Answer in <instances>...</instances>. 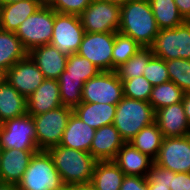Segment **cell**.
I'll use <instances>...</instances> for the list:
<instances>
[{
	"label": "cell",
	"mask_w": 190,
	"mask_h": 190,
	"mask_svg": "<svg viewBox=\"0 0 190 190\" xmlns=\"http://www.w3.org/2000/svg\"><path fill=\"white\" fill-rule=\"evenodd\" d=\"M6 81V71L0 68V85Z\"/></svg>",
	"instance_id": "7dc6e473"
},
{
	"label": "cell",
	"mask_w": 190,
	"mask_h": 190,
	"mask_svg": "<svg viewBox=\"0 0 190 190\" xmlns=\"http://www.w3.org/2000/svg\"><path fill=\"white\" fill-rule=\"evenodd\" d=\"M114 40L115 32H85L77 54L88 59L101 71H112Z\"/></svg>",
	"instance_id": "7c38bea8"
},
{
	"label": "cell",
	"mask_w": 190,
	"mask_h": 190,
	"mask_svg": "<svg viewBox=\"0 0 190 190\" xmlns=\"http://www.w3.org/2000/svg\"><path fill=\"white\" fill-rule=\"evenodd\" d=\"M44 80L43 73L29 55L6 71V81L26 99Z\"/></svg>",
	"instance_id": "5bb4252c"
},
{
	"label": "cell",
	"mask_w": 190,
	"mask_h": 190,
	"mask_svg": "<svg viewBox=\"0 0 190 190\" xmlns=\"http://www.w3.org/2000/svg\"><path fill=\"white\" fill-rule=\"evenodd\" d=\"M28 55L15 32L0 29V68L7 71Z\"/></svg>",
	"instance_id": "484cf974"
},
{
	"label": "cell",
	"mask_w": 190,
	"mask_h": 190,
	"mask_svg": "<svg viewBox=\"0 0 190 190\" xmlns=\"http://www.w3.org/2000/svg\"><path fill=\"white\" fill-rule=\"evenodd\" d=\"M41 6L37 0H20L0 6V29L16 32L27 17L34 14Z\"/></svg>",
	"instance_id": "7402d4cb"
},
{
	"label": "cell",
	"mask_w": 190,
	"mask_h": 190,
	"mask_svg": "<svg viewBox=\"0 0 190 190\" xmlns=\"http://www.w3.org/2000/svg\"><path fill=\"white\" fill-rule=\"evenodd\" d=\"M153 85L142 75L123 81L124 97L149 102Z\"/></svg>",
	"instance_id": "e575fe53"
},
{
	"label": "cell",
	"mask_w": 190,
	"mask_h": 190,
	"mask_svg": "<svg viewBox=\"0 0 190 190\" xmlns=\"http://www.w3.org/2000/svg\"><path fill=\"white\" fill-rule=\"evenodd\" d=\"M93 0H51L50 6L58 13L80 15Z\"/></svg>",
	"instance_id": "8d00e7d4"
},
{
	"label": "cell",
	"mask_w": 190,
	"mask_h": 190,
	"mask_svg": "<svg viewBox=\"0 0 190 190\" xmlns=\"http://www.w3.org/2000/svg\"><path fill=\"white\" fill-rule=\"evenodd\" d=\"M154 122L155 110L149 102L123 97L116 105L113 125L125 142Z\"/></svg>",
	"instance_id": "3957f363"
},
{
	"label": "cell",
	"mask_w": 190,
	"mask_h": 190,
	"mask_svg": "<svg viewBox=\"0 0 190 190\" xmlns=\"http://www.w3.org/2000/svg\"><path fill=\"white\" fill-rule=\"evenodd\" d=\"M95 131L72 112L59 145L89 153Z\"/></svg>",
	"instance_id": "44dd1931"
},
{
	"label": "cell",
	"mask_w": 190,
	"mask_h": 190,
	"mask_svg": "<svg viewBox=\"0 0 190 190\" xmlns=\"http://www.w3.org/2000/svg\"><path fill=\"white\" fill-rule=\"evenodd\" d=\"M180 14L186 21H190V0H174Z\"/></svg>",
	"instance_id": "60d3db41"
},
{
	"label": "cell",
	"mask_w": 190,
	"mask_h": 190,
	"mask_svg": "<svg viewBox=\"0 0 190 190\" xmlns=\"http://www.w3.org/2000/svg\"><path fill=\"white\" fill-rule=\"evenodd\" d=\"M149 3L159 30L175 28L186 21L174 0H149Z\"/></svg>",
	"instance_id": "83f0119b"
},
{
	"label": "cell",
	"mask_w": 190,
	"mask_h": 190,
	"mask_svg": "<svg viewBox=\"0 0 190 190\" xmlns=\"http://www.w3.org/2000/svg\"><path fill=\"white\" fill-rule=\"evenodd\" d=\"M63 106L60 98L59 84L56 79H45L27 98V114L31 116L46 113Z\"/></svg>",
	"instance_id": "e0dca14e"
},
{
	"label": "cell",
	"mask_w": 190,
	"mask_h": 190,
	"mask_svg": "<svg viewBox=\"0 0 190 190\" xmlns=\"http://www.w3.org/2000/svg\"><path fill=\"white\" fill-rule=\"evenodd\" d=\"M54 27V10L42 5L18 27L15 34L27 52L50 44Z\"/></svg>",
	"instance_id": "5b68a950"
},
{
	"label": "cell",
	"mask_w": 190,
	"mask_h": 190,
	"mask_svg": "<svg viewBox=\"0 0 190 190\" xmlns=\"http://www.w3.org/2000/svg\"><path fill=\"white\" fill-rule=\"evenodd\" d=\"M124 143L113 124L102 126L95 131L89 153L97 161L113 160Z\"/></svg>",
	"instance_id": "d6986e66"
},
{
	"label": "cell",
	"mask_w": 190,
	"mask_h": 190,
	"mask_svg": "<svg viewBox=\"0 0 190 190\" xmlns=\"http://www.w3.org/2000/svg\"><path fill=\"white\" fill-rule=\"evenodd\" d=\"M72 112V108L60 106L46 113L32 116L39 150L47 151L59 145Z\"/></svg>",
	"instance_id": "52a82bcc"
},
{
	"label": "cell",
	"mask_w": 190,
	"mask_h": 190,
	"mask_svg": "<svg viewBox=\"0 0 190 190\" xmlns=\"http://www.w3.org/2000/svg\"><path fill=\"white\" fill-rule=\"evenodd\" d=\"M39 150L36 142L33 117L26 114L22 117L8 119L0 129V149Z\"/></svg>",
	"instance_id": "9c48e42d"
},
{
	"label": "cell",
	"mask_w": 190,
	"mask_h": 190,
	"mask_svg": "<svg viewBox=\"0 0 190 190\" xmlns=\"http://www.w3.org/2000/svg\"><path fill=\"white\" fill-rule=\"evenodd\" d=\"M149 190H171L168 185L158 184V183H148Z\"/></svg>",
	"instance_id": "ee69618b"
},
{
	"label": "cell",
	"mask_w": 190,
	"mask_h": 190,
	"mask_svg": "<svg viewBox=\"0 0 190 190\" xmlns=\"http://www.w3.org/2000/svg\"><path fill=\"white\" fill-rule=\"evenodd\" d=\"M124 97L123 82L115 71H100L84 83L82 102L117 105Z\"/></svg>",
	"instance_id": "ba28073f"
},
{
	"label": "cell",
	"mask_w": 190,
	"mask_h": 190,
	"mask_svg": "<svg viewBox=\"0 0 190 190\" xmlns=\"http://www.w3.org/2000/svg\"><path fill=\"white\" fill-rule=\"evenodd\" d=\"M84 28L78 15L58 13L54 10V27L50 44L67 56L77 53Z\"/></svg>",
	"instance_id": "8fae6325"
},
{
	"label": "cell",
	"mask_w": 190,
	"mask_h": 190,
	"mask_svg": "<svg viewBox=\"0 0 190 190\" xmlns=\"http://www.w3.org/2000/svg\"><path fill=\"white\" fill-rule=\"evenodd\" d=\"M170 81L174 82L184 93H190V60L171 59L166 61Z\"/></svg>",
	"instance_id": "836d02e7"
},
{
	"label": "cell",
	"mask_w": 190,
	"mask_h": 190,
	"mask_svg": "<svg viewBox=\"0 0 190 190\" xmlns=\"http://www.w3.org/2000/svg\"><path fill=\"white\" fill-rule=\"evenodd\" d=\"M171 190H190V173L173 172Z\"/></svg>",
	"instance_id": "ab89813d"
},
{
	"label": "cell",
	"mask_w": 190,
	"mask_h": 190,
	"mask_svg": "<svg viewBox=\"0 0 190 190\" xmlns=\"http://www.w3.org/2000/svg\"><path fill=\"white\" fill-rule=\"evenodd\" d=\"M153 56L151 47H141L135 55L115 69L118 78L123 82L142 76L145 66Z\"/></svg>",
	"instance_id": "f1b7e54d"
},
{
	"label": "cell",
	"mask_w": 190,
	"mask_h": 190,
	"mask_svg": "<svg viewBox=\"0 0 190 190\" xmlns=\"http://www.w3.org/2000/svg\"><path fill=\"white\" fill-rule=\"evenodd\" d=\"M66 186L89 184L97 160L88 152L61 145L47 150Z\"/></svg>",
	"instance_id": "7a4b0ae2"
},
{
	"label": "cell",
	"mask_w": 190,
	"mask_h": 190,
	"mask_svg": "<svg viewBox=\"0 0 190 190\" xmlns=\"http://www.w3.org/2000/svg\"><path fill=\"white\" fill-rule=\"evenodd\" d=\"M155 123L163 137L190 135V125L184 112L183 102H178L155 111Z\"/></svg>",
	"instance_id": "9a60e30c"
},
{
	"label": "cell",
	"mask_w": 190,
	"mask_h": 190,
	"mask_svg": "<svg viewBox=\"0 0 190 190\" xmlns=\"http://www.w3.org/2000/svg\"><path fill=\"white\" fill-rule=\"evenodd\" d=\"M119 33L142 47H151L159 32L149 0H132L121 6Z\"/></svg>",
	"instance_id": "6da1fadb"
},
{
	"label": "cell",
	"mask_w": 190,
	"mask_h": 190,
	"mask_svg": "<svg viewBox=\"0 0 190 190\" xmlns=\"http://www.w3.org/2000/svg\"><path fill=\"white\" fill-rule=\"evenodd\" d=\"M141 47L133 38L115 32L112 51V71H115L117 67L135 55Z\"/></svg>",
	"instance_id": "1f68e13d"
},
{
	"label": "cell",
	"mask_w": 190,
	"mask_h": 190,
	"mask_svg": "<svg viewBox=\"0 0 190 190\" xmlns=\"http://www.w3.org/2000/svg\"><path fill=\"white\" fill-rule=\"evenodd\" d=\"M121 7L102 0H93L79 15L84 32H118Z\"/></svg>",
	"instance_id": "30bf717a"
},
{
	"label": "cell",
	"mask_w": 190,
	"mask_h": 190,
	"mask_svg": "<svg viewBox=\"0 0 190 190\" xmlns=\"http://www.w3.org/2000/svg\"><path fill=\"white\" fill-rule=\"evenodd\" d=\"M45 79H58L66 68L68 56L51 44L41 45L28 52Z\"/></svg>",
	"instance_id": "ac0fdd59"
},
{
	"label": "cell",
	"mask_w": 190,
	"mask_h": 190,
	"mask_svg": "<svg viewBox=\"0 0 190 190\" xmlns=\"http://www.w3.org/2000/svg\"><path fill=\"white\" fill-rule=\"evenodd\" d=\"M39 1L42 5H47L51 0H37Z\"/></svg>",
	"instance_id": "681fc988"
},
{
	"label": "cell",
	"mask_w": 190,
	"mask_h": 190,
	"mask_svg": "<svg viewBox=\"0 0 190 190\" xmlns=\"http://www.w3.org/2000/svg\"><path fill=\"white\" fill-rule=\"evenodd\" d=\"M143 76L153 86L170 81L166 61L155 56H153L145 66Z\"/></svg>",
	"instance_id": "d590c367"
},
{
	"label": "cell",
	"mask_w": 190,
	"mask_h": 190,
	"mask_svg": "<svg viewBox=\"0 0 190 190\" xmlns=\"http://www.w3.org/2000/svg\"><path fill=\"white\" fill-rule=\"evenodd\" d=\"M101 70L88 59L79 56L77 53L68 56L66 68L60 77L82 78L87 82L96 76Z\"/></svg>",
	"instance_id": "4dcf8cb0"
},
{
	"label": "cell",
	"mask_w": 190,
	"mask_h": 190,
	"mask_svg": "<svg viewBox=\"0 0 190 190\" xmlns=\"http://www.w3.org/2000/svg\"><path fill=\"white\" fill-rule=\"evenodd\" d=\"M113 161L125 175L146 177L154 160L143 154L129 142H125L119 149Z\"/></svg>",
	"instance_id": "ffe728a7"
},
{
	"label": "cell",
	"mask_w": 190,
	"mask_h": 190,
	"mask_svg": "<svg viewBox=\"0 0 190 190\" xmlns=\"http://www.w3.org/2000/svg\"><path fill=\"white\" fill-rule=\"evenodd\" d=\"M163 134L159 127L154 122L142 128L131 140L128 142L143 154L148 155L155 160L158 156L160 147L162 145Z\"/></svg>",
	"instance_id": "4316f807"
},
{
	"label": "cell",
	"mask_w": 190,
	"mask_h": 190,
	"mask_svg": "<svg viewBox=\"0 0 190 190\" xmlns=\"http://www.w3.org/2000/svg\"><path fill=\"white\" fill-rule=\"evenodd\" d=\"M60 90V98L63 106L74 108L82 102V78L59 77L57 79Z\"/></svg>",
	"instance_id": "d6a6232c"
},
{
	"label": "cell",
	"mask_w": 190,
	"mask_h": 190,
	"mask_svg": "<svg viewBox=\"0 0 190 190\" xmlns=\"http://www.w3.org/2000/svg\"><path fill=\"white\" fill-rule=\"evenodd\" d=\"M19 190H57L64 186L49 152L39 150L17 184Z\"/></svg>",
	"instance_id": "277c9868"
},
{
	"label": "cell",
	"mask_w": 190,
	"mask_h": 190,
	"mask_svg": "<svg viewBox=\"0 0 190 190\" xmlns=\"http://www.w3.org/2000/svg\"><path fill=\"white\" fill-rule=\"evenodd\" d=\"M183 107L186 114L187 121L190 125V93H185L183 97Z\"/></svg>",
	"instance_id": "b9f144b4"
},
{
	"label": "cell",
	"mask_w": 190,
	"mask_h": 190,
	"mask_svg": "<svg viewBox=\"0 0 190 190\" xmlns=\"http://www.w3.org/2000/svg\"><path fill=\"white\" fill-rule=\"evenodd\" d=\"M39 150L1 149L0 181L18 184L29 166L35 152Z\"/></svg>",
	"instance_id": "2e32d148"
},
{
	"label": "cell",
	"mask_w": 190,
	"mask_h": 190,
	"mask_svg": "<svg viewBox=\"0 0 190 190\" xmlns=\"http://www.w3.org/2000/svg\"><path fill=\"white\" fill-rule=\"evenodd\" d=\"M173 177V172L167 169H164L153 163L150 170L147 173V182L148 183H158L168 185V188L171 186Z\"/></svg>",
	"instance_id": "74e56055"
},
{
	"label": "cell",
	"mask_w": 190,
	"mask_h": 190,
	"mask_svg": "<svg viewBox=\"0 0 190 190\" xmlns=\"http://www.w3.org/2000/svg\"><path fill=\"white\" fill-rule=\"evenodd\" d=\"M116 105L81 102L73 113L95 130L111 125L115 119Z\"/></svg>",
	"instance_id": "603a6c76"
},
{
	"label": "cell",
	"mask_w": 190,
	"mask_h": 190,
	"mask_svg": "<svg viewBox=\"0 0 190 190\" xmlns=\"http://www.w3.org/2000/svg\"><path fill=\"white\" fill-rule=\"evenodd\" d=\"M124 176L113 160L97 161L90 184L96 190H120Z\"/></svg>",
	"instance_id": "d4e9b609"
},
{
	"label": "cell",
	"mask_w": 190,
	"mask_h": 190,
	"mask_svg": "<svg viewBox=\"0 0 190 190\" xmlns=\"http://www.w3.org/2000/svg\"><path fill=\"white\" fill-rule=\"evenodd\" d=\"M27 114V99L7 81L0 85V121Z\"/></svg>",
	"instance_id": "cb8c5ba5"
},
{
	"label": "cell",
	"mask_w": 190,
	"mask_h": 190,
	"mask_svg": "<svg viewBox=\"0 0 190 190\" xmlns=\"http://www.w3.org/2000/svg\"><path fill=\"white\" fill-rule=\"evenodd\" d=\"M102 1L112 3V4H115V5H118L121 7V6L125 5L126 3H128L129 1H132V0H102Z\"/></svg>",
	"instance_id": "bcb514c9"
},
{
	"label": "cell",
	"mask_w": 190,
	"mask_h": 190,
	"mask_svg": "<svg viewBox=\"0 0 190 190\" xmlns=\"http://www.w3.org/2000/svg\"><path fill=\"white\" fill-rule=\"evenodd\" d=\"M184 91L179 88L174 82L168 81L160 85L153 86L149 97V103L154 110L182 102Z\"/></svg>",
	"instance_id": "f546056e"
},
{
	"label": "cell",
	"mask_w": 190,
	"mask_h": 190,
	"mask_svg": "<svg viewBox=\"0 0 190 190\" xmlns=\"http://www.w3.org/2000/svg\"><path fill=\"white\" fill-rule=\"evenodd\" d=\"M151 48L155 57L165 61L177 58L190 60V21L175 28L159 30Z\"/></svg>",
	"instance_id": "8992f818"
},
{
	"label": "cell",
	"mask_w": 190,
	"mask_h": 190,
	"mask_svg": "<svg viewBox=\"0 0 190 190\" xmlns=\"http://www.w3.org/2000/svg\"><path fill=\"white\" fill-rule=\"evenodd\" d=\"M17 1H20V0H0V6L6 5L9 3H13V2H17Z\"/></svg>",
	"instance_id": "c3c4849f"
},
{
	"label": "cell",
	"mask_w": 190,
	"mask_h": 190,
	"mask_svg": "<svg viewBox=\"0 0 190 190\" xmlns=\"http://www.w3.org/2000/svg\"><path fill=\"white\" fill-rule=\"evenodd\" d=\"M69 190H96L90 183L69 186Z\"/></svg>",
	"instance_id": "7bdbcfd3"
},
{
	"label": "cell",
	"mask_w": 190,
	"mask_h": 190,
	"mask_svg": "<svg viewBox=\"0 0 190 190\" xmlns=\"http://www.w3.org/2000/svg\"><path fill=\"white\" fill-rule=\"evenodd\" d=\"M120 190H149L147 178L125 175Z\"/></svg>",
	"instance_id": "f35d334b"
},
{
	"label": "cell",
	"mask_w": 190,
	"mask_h": 190,
	"mask_svg": "<svg viewBox=\"0 0 190 190\" xmlns=\"http://www.w3.org/2000/svg\"><path fill=\"white\" fill-rule=\"evenodd\" d=\"M57 190H69V186L64 185L63 187L57 189Z\"/></svg>",
	"instance_id": "f907efd6"
},
{
	"label": "cell",
	"mask_w": 190,
	"mask_h": 190,
	"mask_svg": "<svg viewBox=\"0 0 190 190\" xmlns=\"http://www.w3.org/2000/svg\"><path fill=\"white\" fill-rule=\"evenodd\" d=\"M154 163L175 173H190V135L164 137Z\"/></svg>",
	"instance_id": "4fadbf2b"
},
{
	"label": "cell",
	"mask_w": 190,
	"mask_h": 190,
	"mask_svg": "<svg viewBox=\"0 0 190 190\" xmlns=\"http://www.w3.org/2000/svg\"><path fill=\"white\" fill-rule=\"evenodd\" d=\"M0 190H19L17 184L0 181Z\"/></svg>",
	"instance_id": "f6af8a7d"
}]
</instances>
